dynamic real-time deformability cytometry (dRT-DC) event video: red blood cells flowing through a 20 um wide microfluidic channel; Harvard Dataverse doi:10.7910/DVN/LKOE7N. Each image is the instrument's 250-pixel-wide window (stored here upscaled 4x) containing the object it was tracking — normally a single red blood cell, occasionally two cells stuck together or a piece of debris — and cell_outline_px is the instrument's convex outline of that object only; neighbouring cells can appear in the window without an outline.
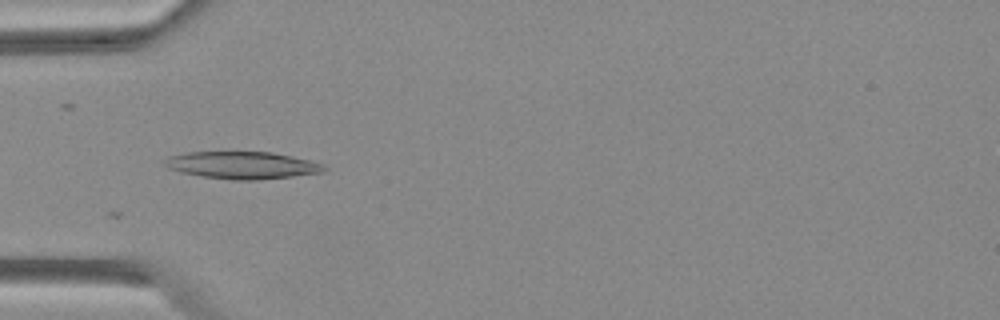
{"species": "Egyptian fruit bat (a non-hibernating species)", "species_latin": "Rousettus aegyptiacus", "temperature_condition": "warm", "stored_images_in_passage": 13, "camera_frame_rate_fps": 3000, "um_per_image_px": 0.085, "animal": {"sex": "female"}, "frame": {"image": 1, "passage_image": 2, "time_ms": 0.333, "image_size_px": [1000, 320], "cell_outline_px": [[328, 168], [324, 172], [292, 176], [256, 180], [232, 180], [200, 176], [180, 172], [168, 168], [164, 164], [164, 160], [168, 156], [188, 152], [272, 152], [308, 160], [324, 164]], "centroid_in_image_um": [20.58, 14.04], "position_along_channel_um": 64.4, "area_um2": 25.32}}
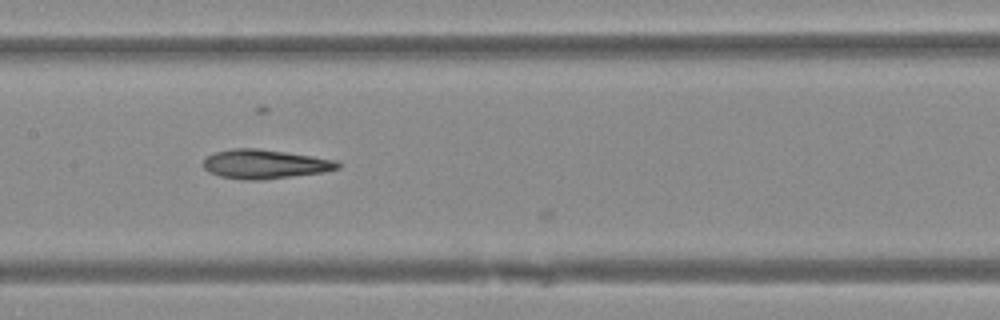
{"frame": {"image": 2, "passage_image": 11, "time_ms": 3.333, "image_size_px": [1000, 320], "cell_outline_px": [[340, 168], [324, 172], [260, 180], [244, 180], [220, 176], [208, 172], [204, 168], [204, 160], [208, 156], [216, 152], [232, 148], [256, 148], [312, 156], [336, 160], [340, 164]], "centroid_in_image_um": [22.51, 13.95], "position_along_channel_um": 184.9, "area_um2": 22.66}}